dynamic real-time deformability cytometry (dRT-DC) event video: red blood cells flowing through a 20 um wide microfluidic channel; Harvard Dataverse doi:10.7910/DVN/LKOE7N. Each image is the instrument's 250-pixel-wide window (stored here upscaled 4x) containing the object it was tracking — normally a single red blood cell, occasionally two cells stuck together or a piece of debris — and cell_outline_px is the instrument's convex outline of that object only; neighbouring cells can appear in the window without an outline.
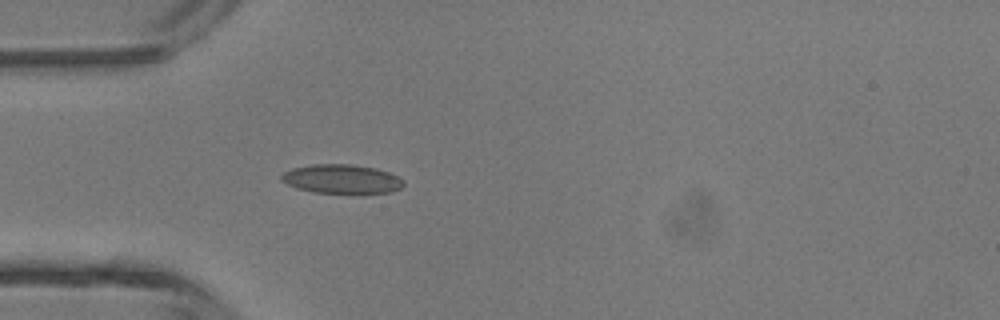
{"species": "common noctule bat (a hibernating species)", "species_latin": "Nyctalus noctula", "temperature_condition": "room temperature", "stored_images_in_passage": 1, "camera_frame_rate_fps": 3000, "um_per_image_px": 0.085, "animal": {"sex": "male", "body_mass_g": 13.3}, "frame": {"image": 1, "passage_image": 1, "time_ms": 0.0, "image_size_px": [1000, 320], "cell_outline_px": [[404, 184], [400, 188], [392, 192], [312, 192], [296, 188], [280, 180], [280, 176], [284, 172], [292, 168], [312, 164], [352, 164], [376, 168], [388, 172], [404, 180]], "centroid_in_image_um": [29.01, 15.19], "position_along_channel_um": 56.0, "area_um2": 20.46}}